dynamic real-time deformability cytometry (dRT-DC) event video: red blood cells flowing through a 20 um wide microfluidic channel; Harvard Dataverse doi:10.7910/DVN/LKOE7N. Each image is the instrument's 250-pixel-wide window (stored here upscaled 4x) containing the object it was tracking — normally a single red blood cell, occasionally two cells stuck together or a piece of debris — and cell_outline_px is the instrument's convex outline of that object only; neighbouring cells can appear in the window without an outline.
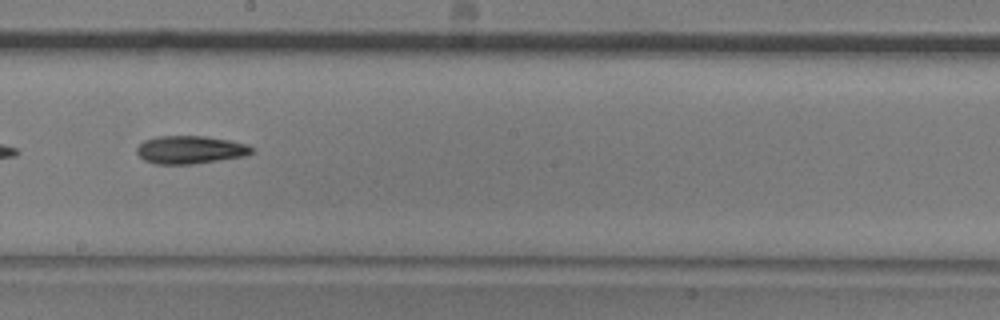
{"species": "common noctule bat (a hibernating species)", "species_latin": "Nyctalus noctula", "temperature_condition": "room temperature", "stored_images_in_passage": 34, "camera_frame_rate_fps": 3000, "um_per_image_px": 0.085, "animal": {"sex": "male", "body_mass_g": 20.5, "forearm_length_mm": 52.5}, "frame": {"image": 1, "passage_image": 15, "time_ms": 4.667, "image_size_px": [1000, 320], "cell_outline_px": [[252, 152], [248, 156], [192, 164], [156, 164], [144, 160], [136, 152], [136, 148], [144, 140], [156, 136], [204, 136], [228, 140], [248, 144], [252, 148]], "centroid_in_image_um": [16.17, 12.73], "position_along_channel_um": 232.0, "area_um2": 18.79}}
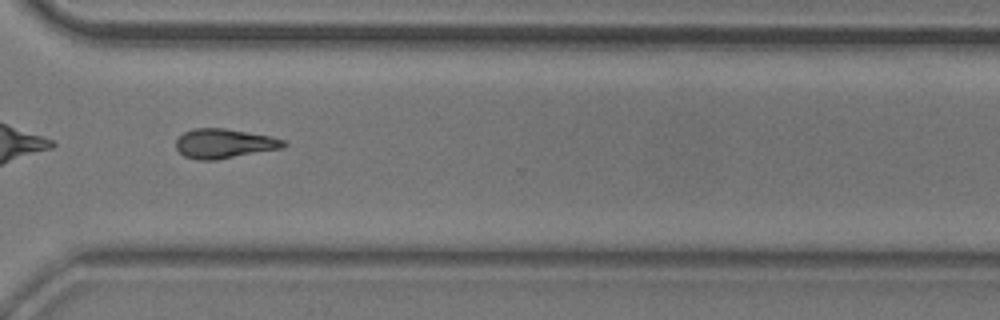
{"frame": {"image": 2, "passage_image": 25, "time_ms": 8.0, "image_size_px": [1000, 320], "cell_outline_px": [[288, 144], [284, 148], [216, 160], [196, 160], [184, 156], [176, 148], [176, 140], [184, 132], [196, 128], [224, 128], [272, 136], [284, 140]], "centroid_in_image_um": [19.08, 12.21], "position_along_channel_um": 351.5, "area_um2": 18.61}, "authors_computed_cell_mechanics": {"area_um2": 18.2937, "velocity_mm_per_s": 3.603, "shape_relaxation_time_tau1_ms": 8.0534, "shape_relaxation_time_tau2_ms": null, "deformation_change_tau1": 0.1953, "deformation_change_tau2": null}}